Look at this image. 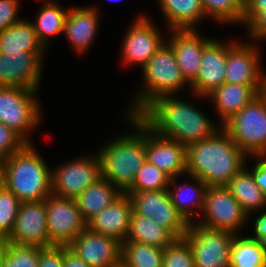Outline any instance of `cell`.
Here are the masks:
<instances>
[{
  "mask_svg": "<svg viewBox=\"0 0 266 267\" xmlns=\"http://www.w3.org/2000/svg\"><path fill=\"white\" fill-rule=\"evenodd\" d=\"M132 213L133 207L130 197L123 193L112 204L91 218L87 222V228L91 231L114 237L123 243L129 233Z\"/></svg>",
  "mask_w": 266,
  "mask_h": 267,
  "instance_id": "obj_21",
  "label": "cell"
},
{
  "mask_svg": "<svg viewBox=\"0 0 266 267\" xmlns=\"http://www.w3.org/2000/svg\"><path fill=\"white\" fill-rule=\"evenodd\" d=\"M142 68L145 87L137 93L128 116H137L154 99L172 96L173 92L175 94L187 83L168 41L161 45Z\"/></svg>",
  "mask_w": 266,
  "mask_h": 267,
  "instance_id": "obj_5",
  "label": "cell"
},
{
  "mask_svg": "<svg viewBox=\"0 0 266 267\" xmlns=\"http://www.w3.org/2000/svg\"><path fill=\"white\" fill-rule=\"evenodd\" d=\"M67 247L90 267H107L121 258L122 243L86 228Z\"/></svg>",
  "mask_w": 266,
  "mask_h": 267,
  "instance_id": "obj_16",
  "label": "cell"
},
{
  "mask_svg": "<svg viewBox=\"0 0 266 267\" xmlns=\"http://www.w3.org/2000/svg\"><path fill=\"white\" fill-rule=\"evenodd\" d=\"M266 11V0H244V24H249L259 13Z\"/></svg>",
  "mask_w": 266,
  "mask_h": 267,
  "instance_id": "obj_41",
  "label": "cell"
},
{
  "mask_svg": "<svg viewBox=\"0 0 266 267\" xmlns=\"http://www.w3.org/2000/svg\"><path fill=\"white\" fill-rule=\"evenodd\" d=\"M191 178L195 182H197L196 183L197 186L196 184H193L190 186L189 184H183V185L177 186L176 185L177 183L175 182L176 177H174L170 179L169 186H171L170 184L174 185L175 192H172L169 189H167L172 204L175 206L176 210L183 216V218L189 224L194 222L192 221L193 219H191L194 215L192 214V212H195L196 209L203 211L205 192L208 187V185L205 182H203L201 179L197 177H191ZM187 190L189 194L192 192L193 196H191V194L189 196L187 195V193L185 195L184 193L185 191L187 192Z\"/></svg>",
  "mask_w": 266,
  "mask_h": 267,
  "instance_id": "obj_28",
  "label": "cell"
},
{
  "mask_svg": "<svg viewBox=\"0 0 266 267\" xmlns=\"http://www.w3.org/2000/svg\"><path fill=\"white\" fill-rule=\"evenodd\" d=\"M171 30L193 29L206 18L201 0H157Z\"/></svg>",
  "mask_w": 266,
  "mask_h": 267,
  "instance_id": "obj_25",
  "label": "cell"
},
{
  "mask_svg": "<svg viewBox=\"0 0 266 267\" xmlns=\"http://www.w3.org/2000/svg\"><path fill=\"white\" fill-rule=\"evenodd\" d=\"M260 214L254 222L255 236L251 238L261 241L266 246V211Z\"/></svg>",
  "mask_w": 266,
  "mask_h": 267,
  "instance_id": "obj_44",
  "label": "cell"
},
{
  "mask_svg": "<svg viewBox=\"0 0 266 267\" xmlns=\"http://www.w3.org/2000/svg\"><path fill=\"white\" fill-rule=\"evenodd\" d=\"M230 267H266V246L251 237L234 236Z\"/></svg>",
  "mask_w": 266,
  "mask_h": 267,
  "instance_id": "obj_30",
  "label": "cell"
},
{
  "mask_svg": "<svg viewBox=\"0 0 266 267\" xmlns=\"http://www.w3.org/2000/svg\"><path fill=\"white\" fill-rule=\"evenodd\" d=\"M164 249L135 241L122 243L121 257L130 267H163Z\"/></svg>",
  "mask_w": 266,
  "mask_h": 267,
  "instance_id": "obj_32",
  "label": "cell"
},
{
  "mask_svg": "<svg viewBox=\"0 0 266 267\" xmlns=\"http://www.w3.org/2000/svg\"><path fill=\"white\" fill-rule=\"evenodd\" d=\"M171 33L168 44L185 80L191 84L199 73L202 50L211 38H200L195 29L171 30Z\"/></svg>",
  "mask_w": 266,
  "mask_h": 267,
  "instance_id": "obj_20",
  "label": "cell"
},
{
  "mask_svg": "<svg viewBox=\"0 0 266 267\" xmlns=\"http://www.w3.org/2000/svg\"><path fill=\"white\" fill-rule=\"evenodd\" d=\"M91 157V158H90ZM67 162L51 172V193L63 198L76 199L89 185L101 178L98 154Z\"/></svg>",
  "mask_w": 266,
  "mask_h": 267,
  "instance_id": "obj_12",
  "label": "cell"
},
{
  "mask_svg": "<svg viewBox=\"0 0 266 267\" xmlns=\"http://www.w3.org/2000/svg\"><path fill=\"white\" fill-rule=\"evenodd\" d=\"M170 179L167 174L146 160L138 170L133 184L126 192L167 190Z\"/></svg>",
  "mask_w": 266,
  "mask_h": 267,
  "instance_id": "obj_34",
  "label": "cell"
},
{
  "mask_svg": "<svg viewBox=\"0 0 266 267\" xmlns=\"http://www.w3.org/2000/svg\"><path fill=\"white\" fill-rule=\"evenodd\" d=\"M202 212L204 219L198 224L237 236L236 231L249 219L241 204L226 186L207 187Z\"/></svg>",
  "mask_w": 266,
  "mask_h": 267,
  "instance_id": "obj_10",
  "label": "cell"
},
{
  "mask_svg": "<svg viewBox=\"0 0 266 267\" xmlns=\"http://www.w3.org/2000/svg\"><path fill=\"white\" fill-rule=\"evenodd\" d=\"M227 43L211 39L203 48L196 79L190 87L197 96L205 97L225 83Z\"/></svg>",
  "mask_w": 266,
  "mask_h": 267,
  "instance_id": "obj_19",
  "label": "cell"
},
{
  "mask_svg": "<svg viewBox=\"0 0 266 267\" xmlns=\"http://www.w3.org/2000/svg\"><path fill=\"white\" fill-rule=\"evenodd\" d=\"M49 247L67 246L87 228L75 199L49 195L45 199Z\"/></svg>",
  "mask_w": 266,
  "mask_h": 267,
  "instance_id": "obj_11",
  "label": "cell"
},
{
  "mask_svg": "<svg viewBox=\"0 0 266 267\" xmlns=\"http://www.w3.org/2000/svg\"><path fill=\"white\" fill-rule=\"evenodd\" d=\"M64 267H90L79 256L64 246Z\"/></svg>",
  "mask_w": 266,
  "mask_h": 267,
  "instance_id": "obj_45",
  "label": "cell"
},
{
  "mask_svg": "<svg viewBox=\"0 0 266 267\" xmlns=\"http://www.w3.org/2000/svg\"><path fill=\"white\" fill-rule=\"evenodd\" d=\"M234 236L235 234L211 229L194 221V224H189L183 239L192 250L195 267H230Z\"/></svg>",
  "mask_w": 266,
  "mask_h": 267,
  "instance_id": "obj_8",
  "label": "cell"
},
{
  "mask_svg": "<svg viewBox=\"0 0 266 267\" xmlns=\"http://www.w3.org/2000/svg\"><path fill=\"white\" fill-rule=\"evenodd\" d=\"M137 117L153 132L185 146L211 137L219 130L191 103L172 96L154 99Z\"/></svg>",
  "mask_w": 266,
  "mask_h": 267,
  "instance_id": "obj_1",
  "label": "cell"
},
{
  "mask_svg": "<svg viewBox=\"0 0 266 267\" xmlns=\"http://www.w3.org/2000/svg\"><path fill=\"white\" fill-rule=\"evenodd\" d=\"M176 239L148 217L132 213L126 241H135L165 249Z\"/></svg>",
  "mask_w": 266,
  "mask_h": 267,
  "instance_id": "obj_29",
  "label": "cell"
},
{
  "mask_svg": "<svg viewBox=\"0 0 266 267\" xmlns=\"http://www.w3.org/2000/svg\"><path fill=\"white\" fill-rule=\"evenodd\" d=\"M107 267H130V265L121 257L118 261L108 265Z\"/></svg>",
  "mask_w": 266,
  "mask_h": 267,
  "instance_id": "obj_47",
  "label": "cell"
},
{
  "mask_svg": "<svg viewBox=\"0 0 266 267\" xmlns=\"http://www.w3.org/2000/svg\"><path fill=\"white\" fill-rule=\"evenodd\" d=\"M39 246L15 244L2 241L0 244V260L2 267H38Z\"/></svg>",
  "mask_w": 266,
  "mask_h": 267,
  "instance_id": "obj_33",
  "label": "cell"
},
{
  "mask_svg": "<svg viewBox=\"0 0 266 267\" xmlns=\"http://www.w3.org/2000/svg\"><path fill=\"white\" fill-rule=\"evenodd\" d=\"M68 11L69 10L62 9L61 5L53 1H46V3H44L37 15L35 23H32L34 31L44 47L47 46L49 37L56 36L63 32Z\"/></svg>",
  "mask_w": 266,
  "mask_h": 267,
  "instance_id": "obj_31",
  "label": "cell"
},
{
  "mask_svg": "<svg viewBox=\"0 0 266 267\" xmlns=\"http://www.w3.org/2000/svg\"><path fill=\"white\" fill-rule=\"evenodd\" d=\"M146 160L170 178L186 173V146L173 139L162 137L145 125Z\"/></svg>",
  "mask_w": 266,
  "mask_h": 267,
  "instance_id": "obj_17",
  "label": "cell"
},
{
  "mask_svg": "<svg viewBox=\"0 0 266 267\" xmlns=\"http://www.w3.org/2000/svg\"><path fill=\"white\" fill-rule=\"evenodd\" d=\"M34 89L0 86V122L18 133L28 144L26 133L36 127L40 108Z\"/></svg>",
  "mask_w": 266,
  "mask_h": 267,
  "instance_id": "obj_7",
  "label": "cell"
},
{
  "mask_svg": "<svg viewBox=\"0 0 266 267\" xmlns=\"http://www.w3.org/2000/svg\"><path fill=\"white\" fill-rule=\"evenodd\" d=\"M18 2V0H0V32L21 20L17 19Z\"/></svg>",
  "mask_w": 266,
  "mask_h": 267,
  "instance_id": "obj_40",
  "label": "cell"
},
{
  "mask_svg": "<svg viewBox=\"0 0 266 267\" xmlns=\"http://www.w3.org/2000/svg\"><path fill=\"white\" fill-rule=\"evenodd\" d=\"M31 144L4 158L5 187L21 202L45 200L52 194V170H49L43 158Z\"/></svg>",
  "mask_w": 266,
  "mask_h": 267,
  "instance_id": "obj_4",
  "label": "cell"
},
{
  "mask_svg": "<svg viewBox=\"0 0 266 267\" xmlns=\"http://www.w3.org/2000/svg\"><path fill=\"white\" fill-rule=\"evenodd\" d=\"M38 267H64V246L43 248L40 252Z\"/></svg>",
  "mask_w": 266,
  "mask_h": 267,
  "instance_id": "obj_39",
  "label": "cell"
},
{
  "mask_svg": "<svg viewBox=\"0 0 266 267\" xmlns=\"http://www.w3.org/2000/svg\"><path fill=\"white\" fill-rule=\"evenodd\" d=\"M4 241L49 247L45 200L21 202L13 230Z\"/></svg>",
  "mask_w": 266,
  "mask_h": 267,
  "instance_id": "obj_13",
  "label": "cell"
},
{
  "mask_svg": "<svg viewBox=\"0 0 266 267\" xmlns=\"http://www.w3.org/2000/svg\"><path fill=\"white\" fill-rule=\"evenodd\" d=\"M98 15L97 9L93 7L69 9L63 32L77 52H85L95 39Z\"/></svg>",
  "mask_w": 266,
  "mask_h": 267,
  "instance_id": "obj_23",
  "label": "cell"
},
{
  "mask_svg": "<svg viewBox=\"0 0 266 267\" xmlns=\"http://www.w3.org/2000/svg\"><path fill=\"white\" fill-rule=\"evenodd\" d=\"M163 267H195L192 250L183 238L164 249Z\"/></svg>",
  "mask_w": 266,
  "mask_h": 267,
  "instance_id": "obj_37",
  "label": "cell"
},
{
  "mask_svg": "<svg viewBox=\"0 0 266 267\" xmlns=\"http://www.w3.org/2000/svg\"><path fill=\"white\" fill-rule=\"evenodd\" d=\"M103 177L89 185L75 199L83 219L88 222L123 193Z\"/></svg>",
  "mask_w": 266,
  "mask_h": 267,
  "instance_id": "obj_24",
  "label": "cell"
},
{
  "mask_svg": "<svg viewBox=\"0 0 266 267\" xmlns=\"http://www.w3.org/2000/svg\"><path fill=\"white\" fill-rule=\"evenodd\" d=\"M5 166H4V158L0 157V190L5 186Z\"/></svg>",
  "mask_w": 266,
  "mask_h": 267,
  "instance_id": "obj_46",
  "label": "cell"
},
{
  "mask_svg": "<svg viewBox=\"0 0 266 267\" xmlns=\"http://www.w3.org/2000/svg\"><path fill=\"white\" fill-rule=\"evenodd\" d=\"M246 156L222 128L186 146V174L208 186H226L245 166Z\"/></svg>",
  "mask_w": 266,
  "mask_h": 267,
  "instance_id": "obj_2",
  "label": "cell"
},
{
  "mask_svg": "<svg viewBox=\"0 0 266 267\" xmlns=\"http://www.w3.org/2000/svg\"><path fill=\"white\" fill-rule=\"evenodd\" d=\"M244 166L226 187L241 204L244 212L249 216L250 211L261 208L266 210V194L256 185L251 171Z\"/></svg>",
  "mask_w": 266,
  "mask_h": 267,
  "instance_id": "obj_27",
  "label": "cell"
},
{
  "mask_svg": "<svg viewBox=\"0 0 266 267\" xmlns=\"http://www.w3.org/2000/svg\"><path fill=\"white\" fill-rule=\"evenodd\" d=\"M135 134L114 138L98 152L101 177L125 193L146 161L145 124L137 116H128Z\"/></svg>",
  "mask_w": 266,
  "mask_h": 267,
  "instance_id": "obj_3",
  "label": "cell"
},
{
  "mask_svg": "<svg viewBox=\"0 0 266 267\" xmlns=\"http://www.w3.org/2000/svg\"><path fill=\"white\" fill-rule=\"evenodd\" d=\"M207 15L223 22H241L244 15V0H201Z\"/></svg>",
  "mask_w": 266,
  "mask_h": 267,
  "instance_id": "obj_35",
  "label": "cell"
},
{
  "mask_svg": "<svg viewBox=\"0 0 266 267\" xmlns=\"http://www.w3.org/2000/svg\"><path fill=\"white\" fill-rule=\"evenodd\" d=\"M265 88L266 86H247L225 82L222 86L214 89L207 97L212 98L215 103L223 125L262 93Z\"/></svg>",
  "mask_w": 266,
  "mask_h": 267,
  "instance_id": "obj_22",
  "label": "cell"
},
{
  "mask_svg": "<svg viewBox=\"0 0 266 267\" xmlns=\"http://www.w3.org/2000/svg\"><path fill=\"white\" fill-rule=\"evenodd\" d=\"M122 60L126 64L142 65L156 53L164 43L157 27L141 15L131 25L123 41Z\"/></svg>",
  "mask_w": 266,
  "mask_h": 267,
  "instance_id": "obj_18",
  "label": "cell"
},
{
  "mask_svg": "<svg viewBox=\"0 0 266 267\" xmlns=\"http://www.w3.org/2000/svg\"><path fill=\"white\" fill-rule=\"evenodd\" d=\"M249 37L256 40L266 39V11L259 13L249 24Z\"/></svg>",
  "mask_w": 266,
  "mask_h": 267,
  "instance_id": "obj_42",
  "label": "cell"
},
{
  "mask_svg": "<svg viewBox=\"0 0 266 267\" xmlns=\"http://www.w3.org/2000/svg\"><path fill=\"white\" fill-rule=\"evenodd\" d=\"M259 52L255 46L227 43L225 82L247 86H266V76L259 69Z\"/></svg>",
  "mask_w": 266,
  "mask_h": 267,
  "instance_id": "obj_15",
  "label": "cell"
},
{
  "mask_svg": "<svg viewBox=\"0 0 266 267\" xmlns=\"http://www.w3.org/2000/svg\"><path fill=\"white\" fill-rule=\"evenodd\" d=\"M220 128L246 155H266V88Z\"/></svg>",
  "mask_w": 266,
  "mask_h": 267,
  "instance_id": "obj_6",
  "label": "cell"
},
{
  "mask_svg": "<svg viewBox=\"0 0 266 267\" xmlns=\"http://www.w3.org/2000/svg\"><path fill=\"white\" fill-rule=\"evenodd\" d=\"M125 194L130 197L134 213L150 218L176 240L182 239L188 231L189 223L176 210L167 190Z\"/></svg>",
  "mask_w": 266,
  "mask_h": 267,
  "instance_id": "obj_9",
  "label": "cell"
},
{
  "mask_svg": "<svg viewBox=\"0 0 266 267\" xmlns=\"http://www.w3.org/2000/svg\"><path fill=\"white\" fill-rule=\"evenodd\" d=\"M28 143L14 130L0 122V157L7 158L21 151Z\"/></svg>",
  "mask_w": 266,
  "mask_h": 267,
  "instance_id": "obj_38",
  "label": "cell"
},
{
  "mask_svg": "<svg viewBox=\"0 0 266 267\" xmlns=\"http://www.w3.org/2000/svg\"><path fill=\"white\" fill-rule=\"evenodd\" d=\"M44 52L6 54L0 52V86L38 90Z\"/></svg>",
  "mask_w": 266,
  "mask_h": 267,
  "instance_id": "obj_14",
  "label": "cell"
},
{
  "mask_svg": "<svg viewBox=\"0 0 266 267\" xmlns=\"http://www.w3.org/2000/svg\"><path fill=\"white\" fill-rule=\"evenodd\" d=\"M19 198L5 186L0 190V238L5 240L13 230L18 209Z\"/></svg>",
  "mask_w": 266,
  "mask_h": 267,
  "instance_id": "obj_36",
  "label": "cell"
},
{
  "mask_svg": "<svg viewBox=\"0 0 266 267\" xmlns=\"http://www.w3.org/2000/svg\"><path fill=\"white\" fill-rule=\"evenodd\" d=\"M258 163L251 172L256 185L266 194V155L256 156Z\"/></svg>",
  "mask_w": 266,
  "mask_h": 267,
  "instance_id": "obj_43",
  "label": "cell"
},
{
  "mask_svg": "<svg viewBox=\"0 0 266 267\" xmlns=\"http://www.w3.org/2000/svg\"><path fill=\"white\" fill-rule=\"evenodd\" d=\"M44 49L45 47L34 31L32 22L20 20L0 32L1 53L44 52Z\"/></svg>",
  "mask_w": 266,
  "mask_h": 267,
  "instance_id": "obj_26",
  "label": "cell"
}]
</instances>
